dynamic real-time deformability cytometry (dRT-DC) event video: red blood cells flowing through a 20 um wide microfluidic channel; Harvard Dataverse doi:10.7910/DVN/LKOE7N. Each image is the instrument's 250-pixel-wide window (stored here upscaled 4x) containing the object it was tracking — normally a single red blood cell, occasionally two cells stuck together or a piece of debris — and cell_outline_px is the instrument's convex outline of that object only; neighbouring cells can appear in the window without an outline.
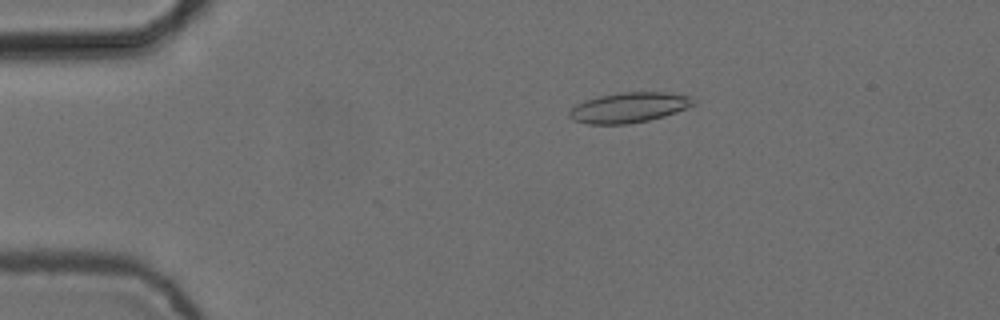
{"species": "common noctule bat (a hibernating species)", "species_latin": "Nyctalus noctula", "temperature_condition": "cold", "stored_images_in_passage": 4, "camera_frame_rate_fps": 3000, "um_per_image_px": 0.085, "animal": {"sex": "female", "body_mass_g": 24.6, "forearm_length_mm": 56.2}, "frame": {"image": 1, "passage_image": 3, "time_ms": 0.667, "image_size_px": [1000, 320], "cell_outline_px": [[692, 104], [676, 112], [664, 116], [648, 120], [628, 124], [588, 124], [572, 120], [568, 116], [568, 112], [576, 104], [584, 100], [600, 96], [620, 92], [668, 92], [688, 96]], "centroid_in_image_um": [53.36, 9.14], "position_along_channel_um": 31.6, "area_um2": 21.56}}